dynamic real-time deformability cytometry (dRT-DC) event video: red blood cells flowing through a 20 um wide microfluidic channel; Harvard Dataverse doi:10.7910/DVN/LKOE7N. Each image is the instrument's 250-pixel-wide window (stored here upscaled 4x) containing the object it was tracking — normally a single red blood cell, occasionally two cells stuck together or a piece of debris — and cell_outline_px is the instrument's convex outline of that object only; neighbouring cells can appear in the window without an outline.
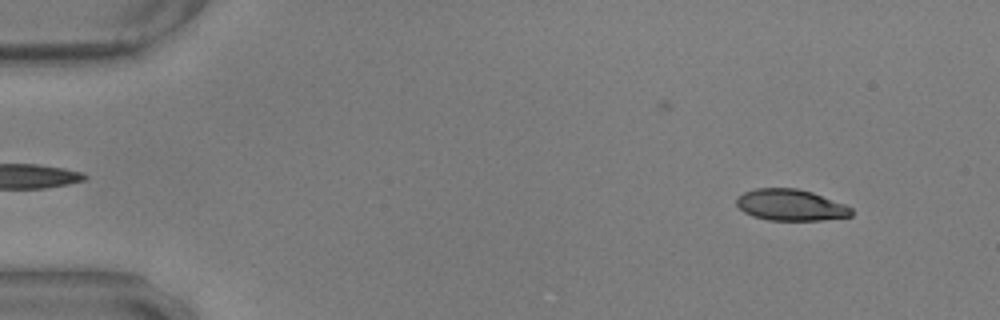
{"species": "common noctule bat (a hibernating species)", "species_latin": "Nyctalus noctula", "temperature_condition": "warm", "stored_images_in_passage": 9, "camera_frame_rate_fps": 3000, "um_per_image_px": 0.085, "animal": {"sex": "male", "body_mass_g": 17.9, "forearm_length_mm": 54.2}, "frame": {"image": 1, "passage_image": 5, "time_ms": 1.333, "image_size_px": [1000, 320], "cell_outline_px": [[852, 216], [820, 220], [768, 220], [752, 216], [744, 212], [736, 204], [736, 196], [744, 192], [756, 188], [796, 188], [812, 192], [844, 204], [852, 208]], "centroid_in_image_um": [67.17, 17.42], "position_along_channel_um": 17.8, "area_um2": 20.98}}